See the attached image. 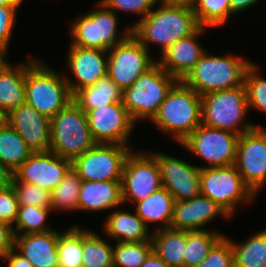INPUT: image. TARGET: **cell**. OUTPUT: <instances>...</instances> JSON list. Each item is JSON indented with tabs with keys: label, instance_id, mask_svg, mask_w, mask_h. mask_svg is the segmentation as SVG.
<instances>
[{
	"label": "cell",
	"instance_id": "cell-1",
	"mask_svg": "<svg viewBox=\"0 0 266 267\" xmlns=\"http://www.w3.org/2000/svg\"><path fill=\"white\" fill-rule=\"evenodd\" d=\"M199 27L192 8L157 3L132 27V34L149 52L153 45L159 46L161 55L177 40L190 36Z\"/></svg>",
	"mask_w": 266,
	"mask_h": 267
},
{
	"label": "cell",
	"instance_id": "cell-2",
	"mask_svg": "<svg viewBox=\"0 0 266 267\" xmlns=\"http://www.w3.org/2000/svg\"><path fill=\"white\" fill-rule=\"evenodd\" d=\"M253 63L232 52L217 56L207 50L182 82L200 96L241 87L245 73Z\"/></svg>",
	"mask_w": 266,
	"mask_h": 267
},
{
	"label": "cell",
	"instance_id": "cell-3",
	"mask_svg": "<svg viewBox=\"0 0 266 267\" xmlns=\"http://www.w3.org/2000/svg\"><path fill=\"white\" fill-rule=\"evenodd\" d=\"M150 122L181 144L201 124V96L178 81Z\"/></svg>",
	"mask_w": 266,
	"mask_h": 267
},
{
	"label": "cell",
	"instance_id": "cell-4",
	"mask_svg": "<svg viewBox=\"0 0 266 267\" xmlns=\"http://www.w3.org/2000/svg\"><path fill=\"white\" fill-rule=\"evenodd\" d=\"M27 60L26 102L51 119L73 100L65 76L40 58Z\"/></svg>",
	"mask_w": 266,
	"mask_h": 267
},
{
	"label": "cell",
	"instance_id": "cell-5",
	"mask_svg": "<svg viewBox=\"0 0 266 267\" xmlns=\"http://www.w3.org/2000/svg\"><path fill=\"white\" fill-rule=\"evenodd\" d=\"M249 113L245 85L201 96V123L242 135L256 126L245 119Z\"/></svg>",
	"mask_w": 266,
	"mask_h": 267
},
{
	"label": "cell",
	"instance_id": "cell-6",
	"mask_svg": "<svg viewBox=\"0 0 266 267\" xmlns=\"http://www.w3.org/2000/svg\"><path fill=\"white\" fill-rule=\"evenodd\" d=\"M95 5L97 8L85 14H79L77 18L71 20L69 24V35L72 38L70 44L108 51L125 40L132 33V27L126 26L125 30L120 31L122 34H119L118 15L103 3H95Z\"/></svg>",
	"mask_w": 266,
	"mask_h": 267
},
{
	"label": "cell",
	"instance_id": "cell-7",
	"mask_svg": "<svg viewBox=\"0 0 266 267\" xmlns=\"http://www.w3.org/2000/svg\"><path fill=\"white\" fill-rule=\"evenodd\" d=\"M95 144L87 115L74 100L51 118L49 151L73 161Z\"/></svg>",
	"mask_w": 266,
	"mask_h": 267
},
{
	"label": "cell",
	"instance_id": "cell-8",
	"mask_svg": "<svg viewBox=\"0 0 266 267\" xmlns=\"http://www.w3.org/2000/svg\"><path fill=\"white\" fill-rule=\"evenodd\" d=\"M178 80L163 70L157 63L123 91V105L137 124L150 122L157 114L161 103Z\"/></svg>",
	"mask_w": 266,
	"mask_h": 267
},
{
	"label": "cell",
	"instance_id": "cell-9",
	"mask_svg": "<svg viewBox=\"0 0 266 267\" xmlns=\"http://www.w3.org/2000/svg\"><path fill=\"white\" fill-rule=\"evenodd\" d=\"M201 195L212 199L235 216L237 206L250 205L257 196L244 183L235 165L201 168Z\"/></svg>",
	"mask_w": 266,
	"mask_h": 267
},
{
	"label": "cell",
	"instance_id": "cell-10",
	"mask_svg": "<svg viewBox=\"0 0 266 267\" xmlns=\"http://www.w3.org/2000/svg\"><path fill=\"white\" fill-rule=\"evenodd\" d=\"M240 135L200 124L180 145L208 165L200 168L234 165Z\"/></svg>",
	"mask_w": 266,
	"mask_h": 267
},
{
	"label": "cell",
	"instance_id": "cell-11",
	"mask_svg": "<svg viewBox=\"0 0 266 267\" xmlns=\"http://www.w3.org/2000/svg\"><path fill=\"white\" fill-rule=\"evenodd\" d=\"M134 146L96 143L72 161L82 181H121L123 166Z\"/></svg>",
	"mask_w": 266,
	"mask_h": 267
},
{
	"label": "cell",
	"instance_id": "cell-12",
	"mask_svg": "<svg viewBox=\"0 0 266 267\" xmlns=\"http://www.w3.org/2000/svg\"><path fill=\"white\" fill-rule=\"evenodd\" d=\"M107 54V75L123 91L157 63V58L151 57L147 48L132 33L109 49Z\"/></svg>",
	"mask_w": 266,
	"mask_h": 267
},
{
	"label": "cell",
	"instance_id": "cell-13",
	"mask_svg": "<svg viewBox=\"0 0 266 267\" xmlns=\"http://www.w3.org/2000/svg\"><path fill=\"white\" fill-rule=\"evenodd\" d=\"M162 188L155 158L148 152L133 149L127 156L121 178L123 204H135Z\"/></svg>",
	"mask_w": 266,
	"mask_h": 267
},
{
	"label": "cell",
	"instance_id": "cell-14",
	"mask_svg": "<svg viewBox=\"0 0 266 267\" xmlns=\"http://www.w3.org/2000/svg\"><path fill=\"white\" fill-rule=\"evenodd\" d=\"M235 167L256 195L266 184V129L256 126L239 137Z\"/></svg>",
	"mask_w": 266,
	"mask_h": 267
},
{
	"label": "cell",
	"instance_id": "cell-15",
	"mask_svg": "<svg viewBox=\"0 0 266 267\" xmlns=\"http://www.w3.org/2000/svg\"><path fill=\"white\" fill-rule=\"evenodd\" d=\"M86 115L96 143L134 146L130 144V139L137 124L130 117L123 102L89 110Z\"/></svg>",
	"mask_w": 266,
	"mask_h": 267
},
{
	"label": "cell",
	"instance_id": "cell-16",
	"mask_svg": "<svg viewBox=\"0 0 266 267\" xmlns=\"http://www.w3.org/2000/svg\"><path fill=\"white\" fill-rule=\"evenodd\" d=\"M156 160L161 185L166 188L176 201H184L201 195L200 171L197 165L180 160L159 151H148Z\"/></svg>",
	"mask_w": 266,
	"mask_h": 267
},
{
	"label": "cell",
	"instance_id": "cell-17",
	"mask_svg": "<svg viewBox=\"0 0 266 267\" xmlns=\"http://www.w3.org/2000/svg\"><path fill=\"white\" fill-rule=\"evenodd\" d=\"M72 168V161L61 158L52 151L33 152L13 174V182L34 184L52 191Z\"/></svg>",
	"mask_w": 266,
	"mask_h": 267
},
{
	"label": "cell",
	"instance_id": "cell-18",
	"mask_svg": "<svg viewBox=\"0 0 266 267\" xmlns=\"http://www.w3.org/2000/svg\"><path fill=\"white\" fill-rule=\"evenodd\" d=\"M69 47L65 61L66 67L69 68L68 71L73 76H68L66 73L64 76L70 92L74 96L79 90L92 86L107 75L108 54L104 50L83 48L71 44Z\"/></svg>",
	"mask_w": 266,
	"mask_h": 267
},
{
	"label": "cell",
	"instance_id": "cell-19",
	"mask_svg": "<svg viewBox=\"0 0 266 267\" xmlns=\"http://www.w3.org/2000/svg\"><path fill=\"white\" fill-rule=\"evenodd\" d=\"M7 123L24 139L32 152L50 149L51 119L38 112L27 102L6 115Z\"/></svg>",
	"mask_w": 266,
	"mask_h": 267
},
{
	"label": "cell",
	"instance_id": "cell-20",
	"mask_svg": "<svg viewBox=\"0 0 266 267\" xmlns=\"http://www.w3.org/2000/svg\"><path fill=\"white\" fill-rule=\"evenodd\" d=\"M218 216L224 219L232 218L225 209L212 199L199 195L189 200L174 203L170 227L183 231L204 230L206 225H209L212 220H216Z\"/></svg>",
	"mask_w": 266,
	"mask_h": 267
},
{
	"label": "cell",
	"instance_id": "cell-21",
	"mask_svg": "<svg viewBox=\"0 0 266 267\" xmlns=\"http://www.w3.org/2000/svg\"><path fill=\"white\" fill-rule=\"evenodd\" d=\"M207 29L199 27L190 36L177 40L163 54L159 55L157 64L178 81H182L207 51L198 42V38L203 36Z\"/></svg>",
	"mask_w": 266,
	"mask_h": 267
},
{
	"label": "cell",
	"instance_id": "cell-22",
	"mask_svg": "<svg viewBox=\"0 0 266 267\" xmlns=\"http://www.w3.org/2000/svg\"><path fill=\"white\" fill-rule=\"evenodd\" d=\"M59 230L15 235L14 249L34 267H58L57 241Z\"/></svg>",
	"mask_w": 266,
	"mask_h": 267
},
{
	"label": "cell",
	"instance_id": "cell-23",
	"mask_svg": "<svg viewBox=\"0 0 266 267\" xmlns=\"http://www.w3.org/2000/svg\"><path fill=\"white\" fill-rule=\"evenodd\" d=\"M123 206L121 181H82L78 212H105Z\"/></svg>",
	"mask_w": 266,
	"mask_h": 267
},
{
	"label": "cell",
	"instance_id": "cell-24",
	"mask_svg": "<svg viewBox=\"0 0 266 267\" xmlns=\"http://www.w3.org/2000/svg\"><path fill=\"white\" fill-rule=\"evenodd\" d=\"M121 208V209H120ZM121 206L105 218L102 227L107 238L115 242H143L151 240L152 230L146 226L145 222L134 212L123 210Z\"/></svg>",
	"mask_w": 266,
	"mask_h": 267
},
{
	"label": "cell",
	"instance_id": "cell-25",
	"mask_svg": "<svg viewBox=\"0 0 266 267\" xmlns=\"http://www.w3.org/2000/svg\"><path fill=\"white\" fill-rule=\"evenodd\" d=\"M174 197L166 188H160L153 192L144 200L134 204L135 213L145 222L150 229V224L157 226L153 231L169 228L171 225ZM159 223V224H158Z\"/></svg>",
	"mask_w": 266,
	"mask_h": 267
},
{
	"label": "cell",
	"instance_id": "cell-26",
	"mask_svg": "<svg viewBox=\"0 0 266 267\" xmlns=\"http://www.w3.org/2000/svg\"><path fill=\"white\" fill-rule=\"evenodd\" d=\"M26 71L24 60L16 65L10 63L0 72V110L6 115L26 102Z\"/></svg>",
	"mask_w": 266,
	"mask_h": 267
},
{
	"label": "cell",
	"instance_id": "cell-27",
	"mask_svg": "<svg viewBox=\"0 0 266 267\" xmlns=\"http://www.w3.org/2000/svg\"><path fill=\"white\" fill-rule=\"evenodd\" d=\"M73 100L87 113L92 109L123 102V90L106 75L92 86L79 90Z\"/></svg>",
	"mask_w": 266,
	"mask_h": 267
},
{
	"label": "cell",
	"instance_id": "cell-28",
	"mask_svg": "<svg viewBox=\"0 0 266 267\" xmlns=\"http://www.w3.org/2000/svg\"><path fill=\"white\" fill-rule=\"evenodd\" d=\"M153 251L170 267H184L186 231L165 228L152 232Z\"/></svg>",
	"mask_w": 266,
	"mask_h": 267
},
{
	"label": "cell",
	"instance_id": "cell-29",
	"mask_svg": "<svg viewBox=\"0 0 266 267\" xmlns=\"http://www.w3.org/2000/svg\"><path fill=\"white\" fill-rule=\"evenodd\" d=\"M234 267H266V228L247 237L243 242L230 239Z\"/></svg>",
	"mask_w": 266,
	"mask_h": 267
},
{
	"label": "cell",
	"instance_id": "cell-30",
	"mask_svg": "<svg viewBox=\"0 0 266 267\" xmlns=\"http://www.w3.org/2000/svg\"><path fill=\"white\" fill-rule=\"evenodd\" d=\"M24 139L7 122L0 128V162L12 172L32 154Z\"/></svg>",
	"mask_w": 266,
	"mask_h": 267
},
{
	"label": "cell",
	"instance_id": "cell-31",
	"mask_svg": "<svg viewBox=\"0 0 266 267\" xmlns=\"http://www.w3.org/2000/svg\"><path fill=\"white\" fill-rule=\"evenodd\" d=\"M94 230L83 228V267H112L113 245Z\"/></svg>",
	"mask_w": 266,
	"mask_h": 267
},
{
	"label": "cell",
	"instance_id": "cell-32",
	"mask_svg": "<svg viewBox=\"0 0 266 267\" xmlns=\"http://www.w3.org/2000/svg\"><path fill=\"white\" fill-rule=\"evenodd\" d=\"M58 267H83V227L78 224L59 231Z\"/></svg>",
	"mask_w": 266,
	"mask_h": 267
},
{
	"label": "cell",
	"instance_id": "cell-33",
	"mask_svg": "<svg viewBox=\"0 0 266 267\" xmlns=\"http://www.w3.org/2000/svg\"><path fill=\"white\" fill-rule=\"evenodd\" d=\"M225 234L217 230L186 231L184 267H196L208 255L213 245Z\"/></svg>",
	"mask_w": 266,
	"mask_h": 267
},
{
	"label": "cell",
	"instance_id": "cell-34",
	"mask_svg": "<svg viewBox=\"0 0 266 267\" xmlns=\"http://www.w3.org/2000/svg\"><path fill=\"white\" fill-rule=\"evenodd\" d=\"M193 11L200 27L216 28L225 26L230 17V0H196Z\"/></svg>",
	"mask_w": 266,
	"mask_h": 267
},
{
	"label": "cell",
	"instance_id": "cell-35",
	"mask_svg": "<svg viewBox=\"0 0 266 267\" xmlns=\"http://www.w3.org/2000/svg\"><path fill=\"white\" fill-rule=\"evenodd\" d=\"M81 178L71 168L62 181L51 191L52 211H78V196L81 187Z\"/></svg>",
	"mask_w": 266,
	"mask_h": 267
},
{
	"label": "cell",
	"instance_id": "cell-36",
	"mask_svg": "<svg viewBox=\"0 0 266 267\" xmlns=\"http://www.w3.org/2000/svg\"><path fill=\"white\" fill-rule=\"evenodd\" d=\"M52 209L40 208L34 205L19 206L16 222L13 226L15 235L45 233L54 230L48 224Z\"/></svg>",
	"mask_w": 266,
	"mask_h": 267
},
{
	"label": "cell",
	"instance_id": "cell-37",
	"mask_svg": "<svg viewBox=\"0 0 266 267\" xmlns=\"http://www.w3.org/2000/svg\"><path fill=\"white\" fill-rule=\"evenodd\" d=\"M153 252L152 240L113 244L114 267H140Z\"/></svg>",
	"mask_w": 266,
	"mask_h": 267
},
{
	"label": "cell",
	"instance_id": "cell-38",
	"mask_svg": "<svg viewBox=\"0 0 266 267\" xmlns=\"http://www.w3.org/2000/svg\"><path fill=\"white\" fill-rule=\"evenodd\" d=\"M259 64L253 63L246 71L244 85L246 88L249 110L266 114V78L261 76Z\"/></svg>",
	"mask_w": 266,
	"mask_h": 267
},
{
	"label": "cell",
	"instance_id": "cell-39",
	"mask_svg": "<svg viewBox=\"0 0 266 267\" xmlns=\"http://www.w3.org/2000/svg\"><path fill=\"white\" fill-rule=\"evenodd\" d=\"M19 206L34 205L40 208L52 209L51 192L24 182H12Z\"/></svg>",
	"mask_w": 266,
	"mask_h": 267
},
{
	"label": "cell",
	"instance_id": "cell-40",
	"mask_svg": "<svg viewBox=\"0 0 266 267\" xmlns=\"http://www.w3.org/2000/svg\"><path fill=\"white\" fill-rule=\"evenodd\" d=\"M196 267H234V254L230 238L223 235Z\"/></svg>",
	"mask_w": 266,
	"mask_h": 267
},
{
	"label": "cell",
	"instance_id": "cell-41",
	"mask_svg": "<svg viewBox=\"0 0 266 267\" xmlns=\"http://www.w3.org/2000/svg\"><path fill=\"white\" fill-rule=\"evenodd\" d=\"M108 9L113 10L116 14L126 13L139 16V20L134 22L133 27L138 21L147 16L158 3V0H104L102 2ZM141 16V17H140Z\"/></svg>",
	"mask_w": 266,
	"mask_h": 267
},
{
	"label": "cell",
	"instance_id": "cell-42",
	"mask_svg": "<svg viewBox=\"0 0 266 267\" xmlns=\"http://www.w3.org/2000/svg\"><path fill=\"white\" fill-rule=\"evenodd\" d=\"M19 5L0 6V46L9 49Z\"/></svg>",
	"mask_w": 266,
	"mask_h": 267
},
{
	"label": "cell",
	"instance_id": "cell-43",
	"mask_svg": "<svg viewBox=\"0 0 266 267\" xmlns=\"http://www.w3.org/2000/svg\"><path fill=\"white\" fill-rule=\"evenodd\" d=\"M18 198L13 186L0 190V220L14 226L18 215Z\"/></svg>",
	"mask_w": 266,
	"mask_h": 267
},
{
	"label": "cell",
	"instance_id": "cell-44",
	"mask_svg": "<svg viewBox=\"0 0 266 267\" xmlns=\"http://www.w3.org/2000/svg\"><path fill=\"white\" fill-rule=\"evenodd\" d=\"M15 245L13 226L0 220V261L3 260Z\"/></svg>",
	"mask_w": 266,
	"mask_h": 267
},
{
	"label": "cell",
	"instance_id": "cell-45",
	"mask_svg": "<svg viewBox=\"0 0 266 267\" xmlns=\"http://www.w3.org/2000/svg\"><path fill=\"white\" fill-rule=\"evenodd\" d=\"M3 261L7 262V267H34L26 258L13 249Z\"/></svg>",
	"mask_w": 266,
	"mask_h": 267
},
{
	"label": "cell",
	"instance_id": "cell-46",
	"mask_svg": "<svg viewBox=\"0 0 266 267\" xmlns=\"http://www.w3.org/2000/svg\"><path fill=\"white\" fill-rule=\"evenodd\" d=\"M260 1L261 0H230L232 14L236 16L238 13H242V11L245 12Z\"/></svg>",
	"mask_w": 266,
	"mask_h": 267
},
{
	"label": "cell",
	"instance_id": "cell-47",
	"mask_svg": "<svg viewBox=\"0 0 266 267\" xmlns=\"http://www.w3.org/2000/svg\"><path fill=\"white\" fill-rule=\"evenodd\" d=\"M14 178L13 172L0 162V190L12 185Z\"/></svg>",
	"mask_w": 266,
	"mask_h": 267
},
{
	"label": "cell",
	"instance_id": "cell-48",
	"mask_svg": "<svg viewBox=\"0 0 266 267\" xmlns=\"http://www.w3.org/2000/svg\"><path fill=\"white\" fill-rule=\"evenodd\" d=\"M140 267H170V266L153 251Z\"/></svg>",
	"mask_w": 266,
	"mask_h": 267
},
{
	"label": "cell",
	"instance_id": "cell-49",
	"mask_svg": "<svg viewBox=\"0 0 266 267\" xmlns=\"http://www.w3.org/2000/svg\"><path fill=\"white\" fill-rule=\"evenodd\" d=\"M196 0H158V3L193 8Z\"/></svg>",
	"mask_w": 266,
	"mask_h": 267
},
{
	"label": "cell",
	"instance_id": "cell-50",
	"mask_svg": "<svg viewBox=\"0 0 266 267\" xmlns=\"http://www.w3.org/2000/svg\"><path fill=\"white\" fill-rule=\"evenodd\" d=\"M8 51L9 50L7 48H4V47H1L0 46V72L5 67H7L10 63H12V62H10V61L7 60L8 58H6L7 55H8L7 53H9Z\"/></svg>",
	"mask_w": 266,
	"mask_h": 267
},
{
	"label": "cell",
	"instance_id": "cell-51",
	"mask_svg": "<svg viewBox=\"0 0 266 267\" xmlns=\"http://www.w3.org/2000/svg\"><path fill=\"white\" fill-rule=\"evenodd\" d=\"M7 122L6 114L0 110V128Z\"/></svg>",
	"mask_w": 266,
	"mask_h": 267
},
{
	"label": "cell",
	"instance_id": "cell-52",
	"mask_svg": "<svg viewBox=\"0 0 266 267\" xmlns=\"http://www.w3.org/2000/svg\"><path fill=\"white\" fill-rule=\"evenodd\" d=\"M7 5H18L14 3L12 0H0V6H7Z\"/></svg>",
	"mask_w": 266,
	"mask_h": 267
},
{
	"label": "cell",
	"instance_id": "cell-53",
	"mask_svg": "<svg viewBox=\"0 0 266 267\" xmlns=\"http://www.w3.org/2000/svg\"><path fill=\"white\" fill-rule=\"evenodd\" d=\"M12 1L21 7L24 0H12Z\"/></svg>",
	"mask_w": 266,
	"mask_h": 267
},
{
	"label": "cell",
	"instance_id": "cell-54",
	"mask_svg": "<svg viewBox=\"0 0 266 267\" xmlns=\"http://www.w3.org/2000/svg\"><path fill=\"white\" fill-rule=\"evenodd\" d=\"M103 1H104V0H100V1L98 0L97 3H102Z\"/></svg>",
	"mask_w": 266,
	"mask_h": 267
}]
</instances>
